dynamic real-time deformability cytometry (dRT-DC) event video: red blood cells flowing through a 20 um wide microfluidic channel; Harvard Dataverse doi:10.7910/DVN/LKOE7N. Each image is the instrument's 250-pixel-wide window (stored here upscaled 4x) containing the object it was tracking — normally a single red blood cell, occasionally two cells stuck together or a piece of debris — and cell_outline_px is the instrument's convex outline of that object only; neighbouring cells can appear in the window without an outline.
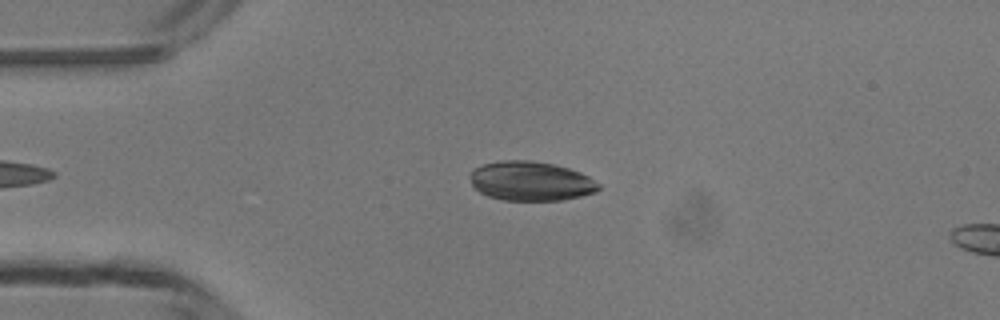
{"species": "common noctule bat (a hibernating species)", "species_latin": "Nyctalus noctula", "temperature_condition": "room temperature", "stored_images_in_passage": 6, "camera_frame_rate_fps": 3000, "um_per_image_px": 0.085, "animal": {"sex": "male", "body_mass_g": 13.3}, "frame": {"image": 1, "passage_image": 3, "time_ms": 0.667, "image_size_px": [1000, 320], "cell_outline_px": [[600, 188], [596, 192], [580, 196], [560, 200], [504, 200], [488, 196], [480, 192], [472, 184], [468, 176], [468, 172], [484, 164], [500, 160], [528, 160], [552, 164], [568, 168], [580, 172], [588, 176], [600, 184]], "centroid_in_image_um": [45.1, 15.39], "position_along_channel_um": 39.9, "area_um2": 29.42}}